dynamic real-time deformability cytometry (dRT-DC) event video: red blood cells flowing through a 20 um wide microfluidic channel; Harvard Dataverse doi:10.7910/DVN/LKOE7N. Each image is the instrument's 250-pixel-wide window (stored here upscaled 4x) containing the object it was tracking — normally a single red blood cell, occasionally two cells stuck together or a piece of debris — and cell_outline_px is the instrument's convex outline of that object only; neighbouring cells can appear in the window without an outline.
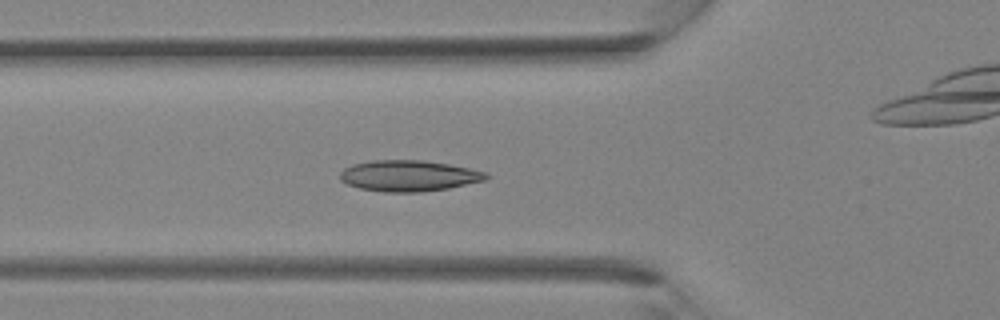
{"species": "Egyptian fruit bat (a non-hibernating species)", "species_latin": "Rousettus aegyptiacus", "temperature_condition": "room temperature", "stored_images_in_passage": 36, "camera_frame_rate_fps": 3000, "um_per_image_px": 0.085, "animal": {"sex": "female"}, "frame": {"image": 1, "passage_image": 12, "time_ms": 3.667, "image_size_px": [1000, 320], "cell_outline_px": [[488, 180], [448, 188], [420, 192], [384, 192], [360, 188], [348, 184], [340, 180], [340, 172], [344, 168], [352, 164], [372, 160], [424, 160], [448, 164], [468, 168], [484, 172], [488, 176]], "centroid_in_image_um": [34.73, 14.94], "position_along_channel_um": 91.1, "area_um2": 26.36}}
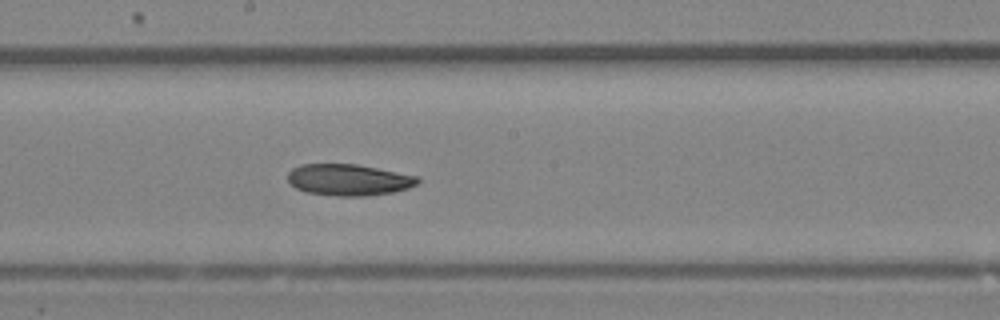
{"frame": {"image": 2, "passage_image": 19, "time_ms": 6.0, "image_size_px": [1000, 320], "cell_outline_px": [[420, 180], [416, 184], [408, 188], [392, 192], [368, 196], [336, 196], [308, 192], [296, 188], [288, 180], [288, 172], [292, 168], [300, 164], [356, 164], [420, 176]], "centroid_in_image_um": [29.65, 15.28], "position_along_channel_um": 218.5, "area_um2": 23.81}}
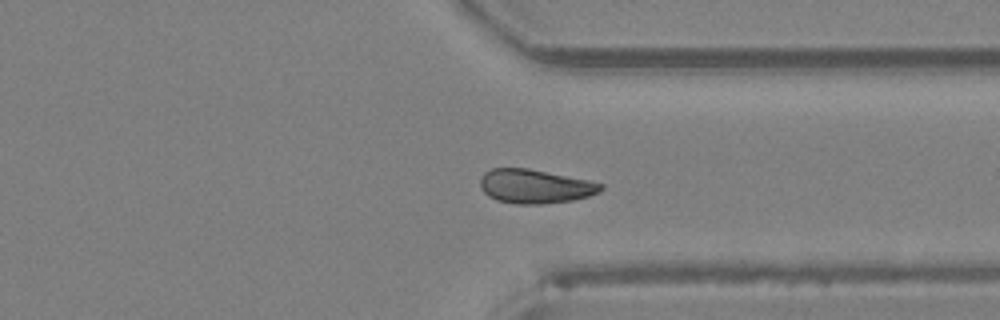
{"frame": {"image": 3, "passage_image": 27, "time_ms": 8.667, "image_size_px": [1000, 320], "cell_outline_px": [[604, 188], [600, 192], [588, 196], [572, 200], [540, 204], [516, 204], [496, 200], [488, 196], [480, 188], [480, 176], [484, 172], [492, 168], [528, 168], [588, 180], [604, 184]], "centroid_in_image_um": [45.45, 15.83], "position_along_channel_um": 366.0, "area_um2": 23.99}}